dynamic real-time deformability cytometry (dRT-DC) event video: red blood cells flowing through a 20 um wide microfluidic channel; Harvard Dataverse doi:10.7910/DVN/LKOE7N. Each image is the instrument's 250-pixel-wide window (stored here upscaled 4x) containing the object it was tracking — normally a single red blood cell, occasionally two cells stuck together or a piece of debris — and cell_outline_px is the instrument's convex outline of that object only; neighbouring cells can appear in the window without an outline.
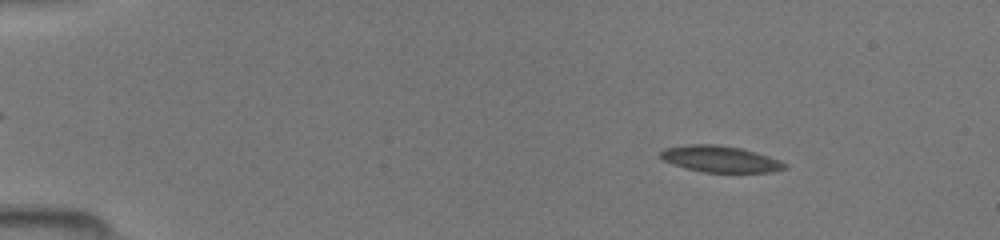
{"species": "common noctule bat (a hibernating species)", "species_latin": "Nyctalus noctula", "temperature_condition": "room temperature", "stored_images_in_passage": 49, "camera_frame_rate_fps": 3000, "um_per_image_px": 0.085, "animal": {"sex": "female", "body_mass_g": 19.5, "forearm_length_mm": 54.1}, "frame": {"image": 1, "passage_image": 7, "time_ms": 2.0, "image_size_px": [1000, 240], "cell_outline_px": [[788, 168], [772, 172], [704, 172], [684, 168], [664, 160], [660, 156], [660, 152], [664, 148], [688, 144], [716, 144], [740, 148], [756, 152], [780, 160], [788, 164]], "centroid_in_image_um": [61.24, 13.51], "position_along_channel_um": 23.8, "area_um2": 19.13}}
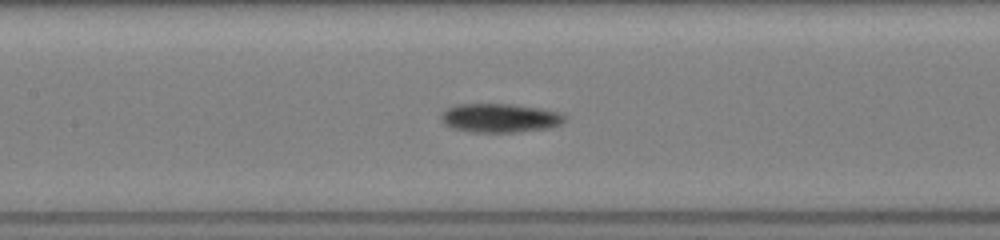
{"frame": {"image": 2, "passage_image": 24, "time_ms": 7.667, "image_size_px": [1000, 240], "cell_outline_px": [[564, 120], [560, 124], [552, 128], [516, 132], [472, 132], [452, 128], [444, 124], [440, 116], [448, 108], [456, 104], [512, 104], [540, 108], [560, 112], [564, 116]], "centroid_in_image_um": [42.5, 10.03], "position_along_channel_um": 164.9, "area_um2": 20.81}}
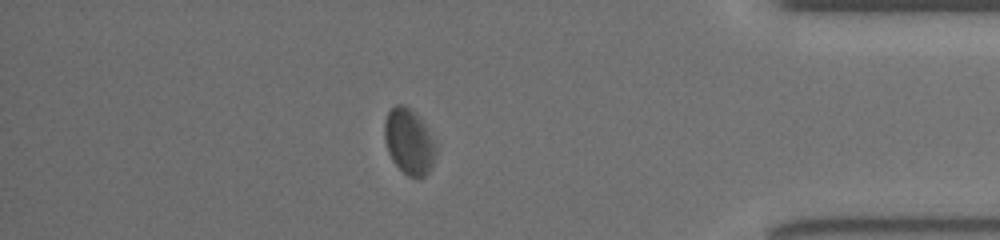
{"frame": {"image": 3, "passage_image": 43, "time_ms": 14.0, "image_size_px": [1000, 240], "cell_outline_px": [[436, 152], [432, 164], [428, 172], [424, 176], [408, 176], [392, 160], [388, 152], [384, 136], [384, 120], [388, 112], [396, 104], [404, 104], [416, 112], [428, 132], [436, 148]], "centroid_in_image_um": [34.73, 12.0], "position_along_channel_um": 400.5, "area_um2": 19.25}}